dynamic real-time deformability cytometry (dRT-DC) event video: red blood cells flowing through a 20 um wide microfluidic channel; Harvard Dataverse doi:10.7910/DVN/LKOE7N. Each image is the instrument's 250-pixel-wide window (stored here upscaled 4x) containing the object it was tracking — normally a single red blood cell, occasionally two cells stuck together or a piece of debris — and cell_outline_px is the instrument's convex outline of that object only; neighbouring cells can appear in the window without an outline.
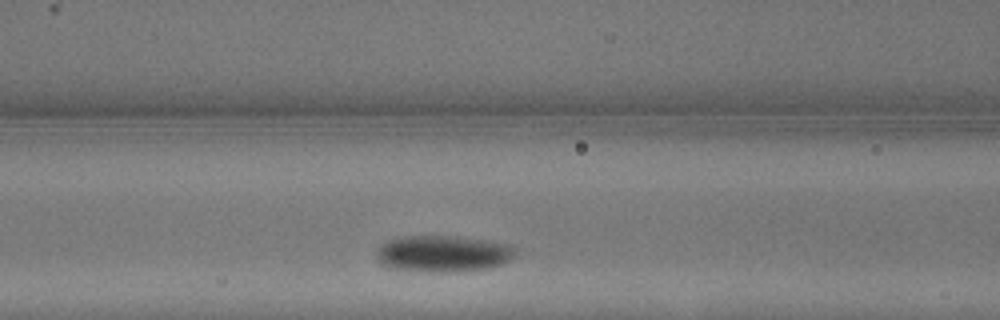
{"species": "common noctule bat (a hibernating species)", "species_latin": "Nyctalus noctula", "temperature_condition": "warm", "stored_images_in_passage": 5, "camera_frame_rate_fps": 3000, "um_per_image_px": 0.085, "animal": {"sex": "male", "body_mass_g": 13.3}, "frame": {"image": 1, "passage_image": 3, "time_ms": 0.667, "image_size_px": [1000, 320], "cell_outline_px": [[512, 256], [504, 264], [488, 268], [444, 272], [428, 272], [396, 268], [380, 264], [376, 256], [376, 252], [388, 240], [404, 236], [456, 236], [484, 240], [508, 244], [512, 248]], "centroid_in_image_um": [37.62, 21.56], "position_along_channel_um": 129.0, "area_um2": 29.02}}
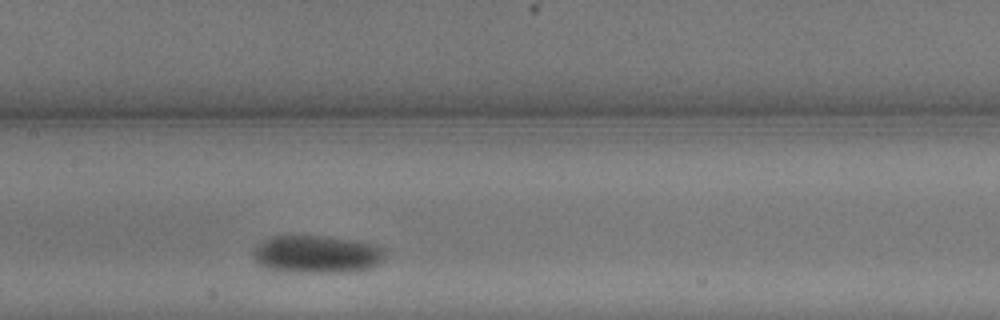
{"frame": {"image": 2, "passage_image": 5, "time_ms": 1.333, "image_size_px": [1000, 320], "cell_outline_px": [[384, 260], [380, 264], [372, 268], [352, 272], [296, 272], [268, 268], [260, 264], [252, 256], [252, 252], [256, 244], [268, 236], [324, 236], [372, 244], [384, 248]], "centroid_in_image_um": [26.92, 21.61], "position_along_channel_um": 180.5, "area_um2": 29.02}}